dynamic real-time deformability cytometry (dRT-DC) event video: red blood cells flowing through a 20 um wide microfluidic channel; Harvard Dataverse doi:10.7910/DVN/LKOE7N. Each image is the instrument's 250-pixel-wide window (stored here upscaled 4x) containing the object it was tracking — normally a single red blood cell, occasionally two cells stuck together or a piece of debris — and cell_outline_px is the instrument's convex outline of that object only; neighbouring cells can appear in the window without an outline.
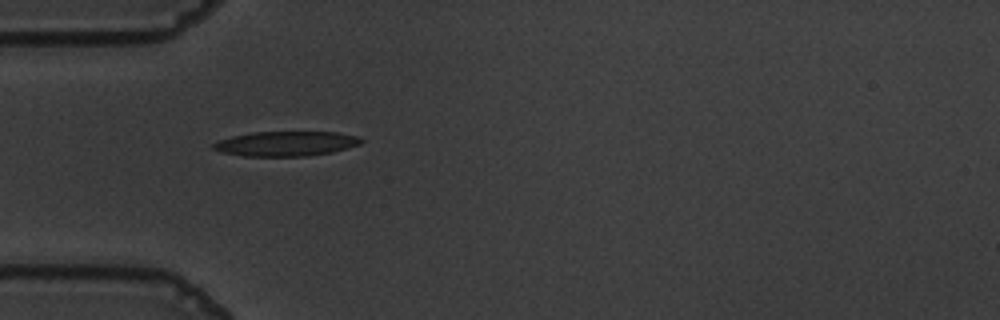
{"species": "common noctule bat (a hibernating species)", "species_latin": "Nyctalus noctula", "temperature_condition": "warm", "stored_images_in_passage": 40, "camera_frame_rate_fps": 3000, "um_per_image_px": 0.085, "animal": {"sex": "male", "body_mass_g": 19.5, "forearm_length_mm": 54.6}, "frame": {"image": 1, "passage_image": 1, "time_ms": 0.0, "image_size_px": [1000, 320], "cell_outline_px": [[364, 140], [360, 144], [332, 152], [308, 156], [244, 156], [220, 152], [212, 148], [212, 144], [220, 140], [232, 136], [252, 132], [336, 132], [356, 136]], "centroid_in_image_um": [24.29, 12.21], "position_along_channel_um": 60.7, "area_um2": 21.27}}
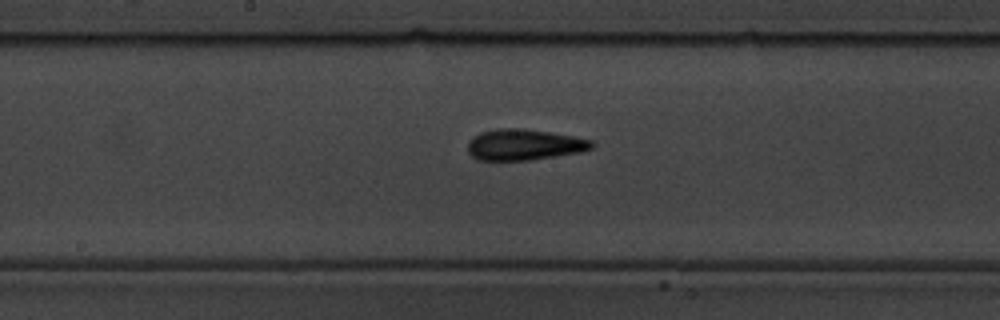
{"frame": {"image": 2, "passage_image": 13, "time_ms": 4.0, "image_size_px": [1000, 320], "cell_outline_px": [[596, 144], [592, 148], [580, 152], [532, 160], [480, 160], [472, 156], [468, 152], [468, 140], [472, 136], [480, 132], [496, 128], [520, 128], [548, 132], [572, 136], [592, 140]], "centroid_in_image_um": [44.53, 12.29], "position_along_channel_um": 203.7, "area_um2": 22.48}}
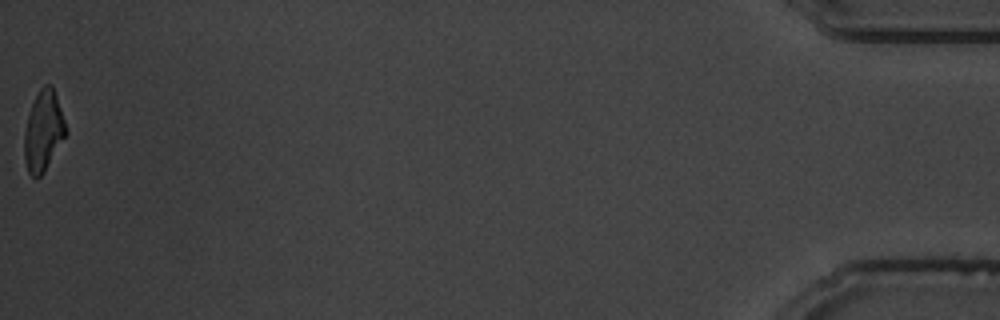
{"frame": {"image": 3, "passage_image": 40, "time_ms": 13.0, "image_size_px": [1000, 320], "cell_outline_px": [[68, 132], [44, 172], [36, 180], [28, 172], [24, 160], [24, 132], [28, 112], [40, 88], [44, 84], [52, 84], [68, 128]], "centroid_in_image_um": [3.69, 11.14], "position_along_channel_um": 431.5, "area_um2": 19.71}, "authors_computed_cell_mechanics": {"area_um2": 21.1259, "velocity_mm_per_s": 3.6215, "shape_relaxation_time_tau1_ms": 5.9208, "shape_relaxation_time_tau2_ms": 3.4589, "deformation_change_tau1": 0.2001, "deformation_change_tau2": 0.138}}